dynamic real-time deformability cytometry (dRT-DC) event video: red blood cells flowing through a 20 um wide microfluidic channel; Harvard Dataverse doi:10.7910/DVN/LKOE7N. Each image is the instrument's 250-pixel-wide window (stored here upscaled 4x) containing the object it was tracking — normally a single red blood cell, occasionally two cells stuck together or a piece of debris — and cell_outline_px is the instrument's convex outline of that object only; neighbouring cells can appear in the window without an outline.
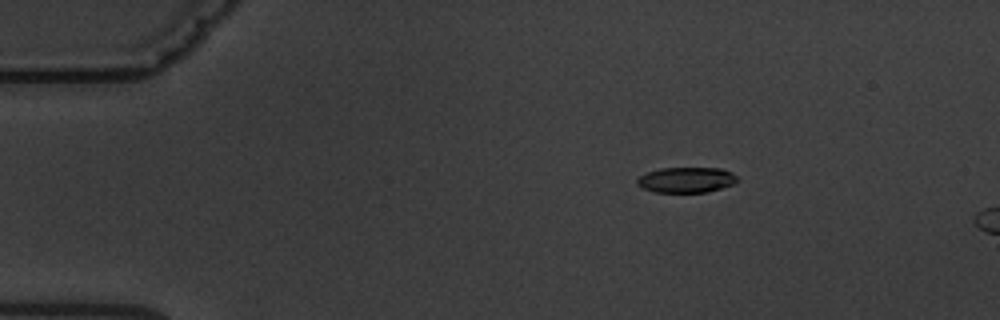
{"species": "common noctule bat (a hibernating species)", "species_latin": "Nyctalus noctula", "temperature_condition": "warm", "stored_images_in_passage": 5, "camera_frame_rate_fps": 3000, "um_per_image_px": 0.085, "animal": {"sex": "male", "body_mass_g": 19.5, "forearm_length_mm": 54.6}, "frame": {"image": 1, "passage_image": 3, "time_ms": 2.333, "image_size_px": [1000, 320], "cell_outline_px": [[740, 180], [732, 184], [708, 192], [656, 192], [644, 188], [636, 184], [636, 180], [640, 176], [648, 172], [660, 168], [720, 168], [732, 172]], "centroid_in_image_um": [58.35, 15.28], "position_along_channel_um": 26.6, "area_um2": 14.8}}